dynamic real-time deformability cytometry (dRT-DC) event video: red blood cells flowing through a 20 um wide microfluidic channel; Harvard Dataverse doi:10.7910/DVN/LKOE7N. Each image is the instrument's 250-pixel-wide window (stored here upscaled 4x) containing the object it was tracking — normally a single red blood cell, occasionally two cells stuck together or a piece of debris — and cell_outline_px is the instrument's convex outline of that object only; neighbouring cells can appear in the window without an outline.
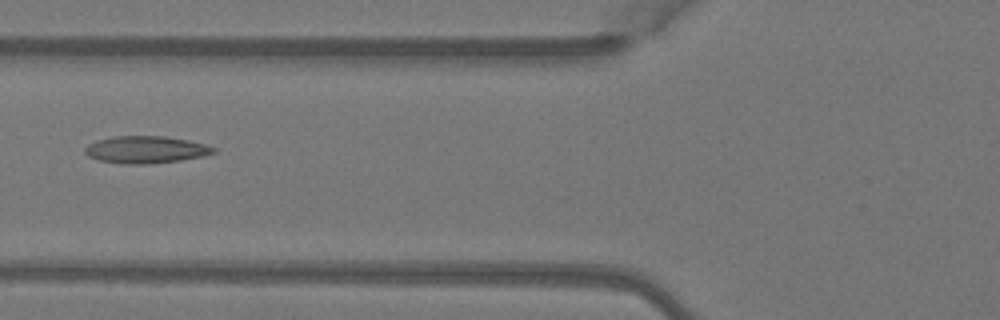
{"species": "Egyptian fruit bat (a non-hibernating species)", "species_latin": "Rousettus aegyptiacus", "temperature_condition": "warm", "stored_images_in_passage": 2, "camera_frame_rate_fps": 3000, "um_per_image_px": 0.085, "animal": {"sex": "female"}, "frame": {"image": 1, "passage_image": 2, "time_ms": 0.333, "image_size_px": [1000, 320], "cell_outline_px": [[216, 152], [204, 156], [180, 160], [148, 164], [124, 164], [100, 160], [88, 156], [84, 152], [84, 148], [88, 144], [96, 140], [112, 136], [164, 136], [188, 140], [204, 144], [216, 148]], "centroid_in_image_um": [12.38, 12.71], "position_along_channel_um": 113.4, "area_um2": 20.4}}